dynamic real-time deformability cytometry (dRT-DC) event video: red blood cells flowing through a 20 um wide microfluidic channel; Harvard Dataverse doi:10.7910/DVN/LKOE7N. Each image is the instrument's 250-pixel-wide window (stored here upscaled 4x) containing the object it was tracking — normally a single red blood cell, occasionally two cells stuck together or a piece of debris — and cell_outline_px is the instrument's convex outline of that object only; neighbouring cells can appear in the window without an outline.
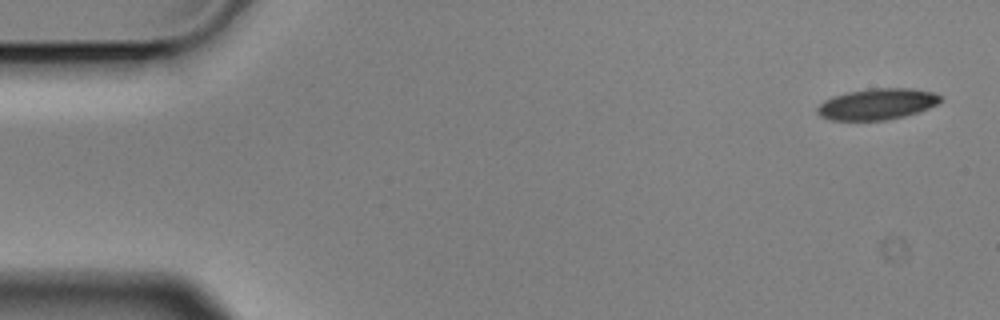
{"species": "Egyptian fruit bat (a non-hibernating species)", "species_latin": "Rousettus aegyptiacus", "temperature_condition": "cold", "stored_images_in_passage": 4, "camera_frame_rate_fps": 3000, "um_per_image_px": 0.085, "animal": {"sex": "male"}, "frame": {"image": 1, "passage_image": 1, "time_ms": 0.0, "image_size_px": [1000, 320], "cell_outline_px": [[940, 100], [936, 104], [928, 108], [904, 116], [884, 120], [832, 120], [820, 116], [816, 112], [816, 108], [824, 100], [832, 96], [848, 92], [868, 88], [912, 88], [932, 92], [940, 96]], "centroid_in_image_um": [74.5, 8.84], "position_along_channel_um": 10.5, "area_um2": 22.2}}
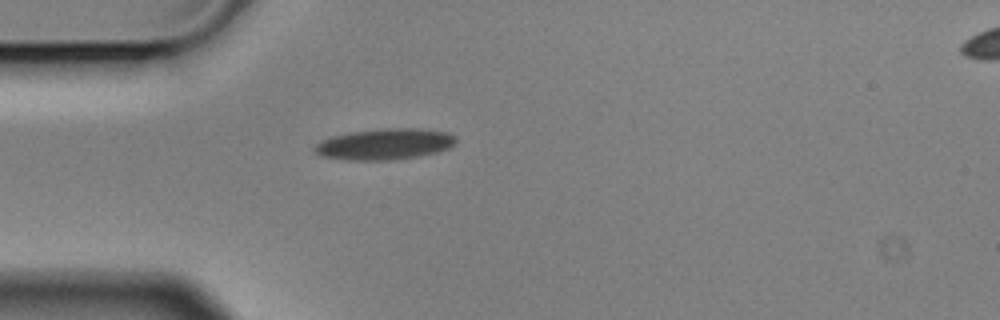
{"frame": {"image": 2, "passage_image": 4, "time_ms": 1.0, "image_size_px": [1000, 320], "cell_outline_px": [[456, 140], [448, 148], [436, 152], [420, 156], [392, 160], [348, 160], [320, 156], [312, 148], [316, 144], [332, 136], [352, 132], [384, 128], [416, 128], [448, 132], [456, 136]], "centroid_in_image_um": [32.7, 12.25], "position_along_channel_um": 52.3, "area_um2": 25.49}}